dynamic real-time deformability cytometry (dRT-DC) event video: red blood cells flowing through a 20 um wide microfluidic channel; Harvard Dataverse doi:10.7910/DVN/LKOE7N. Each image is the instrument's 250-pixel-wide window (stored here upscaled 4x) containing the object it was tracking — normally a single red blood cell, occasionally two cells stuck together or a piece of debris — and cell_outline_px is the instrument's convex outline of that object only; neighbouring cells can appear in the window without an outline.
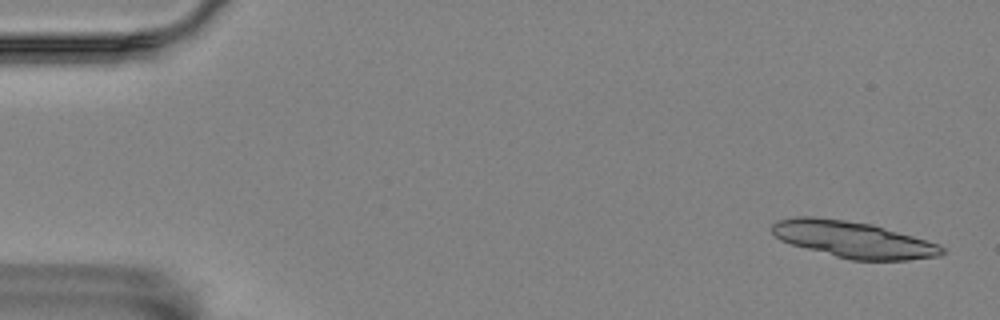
{"species": "Egyptian fruit bat (a non-hibernating species)", "species_latin": "Rousettus aegyptiacus", "temperature_condition": "room temperature", "stored_images_in_passage": 4, "camera_frame_rate_fps": 3000, "um_per_image_px": 0.085, "animal": {"sex": "female"}, "frame": {"image": 1, "passage_image": 4, "time_ms": 1.0, "image_size_px": [1000, 320], "cell_outline_px": [[944, 252], [940, 256], [908, 260], [852, 260], [836, 256], [792, 244], [780, 240], [772, 232], [772, 224], [776, 220], [796, 216], [816, 216], [872, 224], [940, 244], [944, 248]], "centroid_in_image_um": [72.52, 20.35], "position_along_channel_um": 12.5, "area_um2": 35.89}}